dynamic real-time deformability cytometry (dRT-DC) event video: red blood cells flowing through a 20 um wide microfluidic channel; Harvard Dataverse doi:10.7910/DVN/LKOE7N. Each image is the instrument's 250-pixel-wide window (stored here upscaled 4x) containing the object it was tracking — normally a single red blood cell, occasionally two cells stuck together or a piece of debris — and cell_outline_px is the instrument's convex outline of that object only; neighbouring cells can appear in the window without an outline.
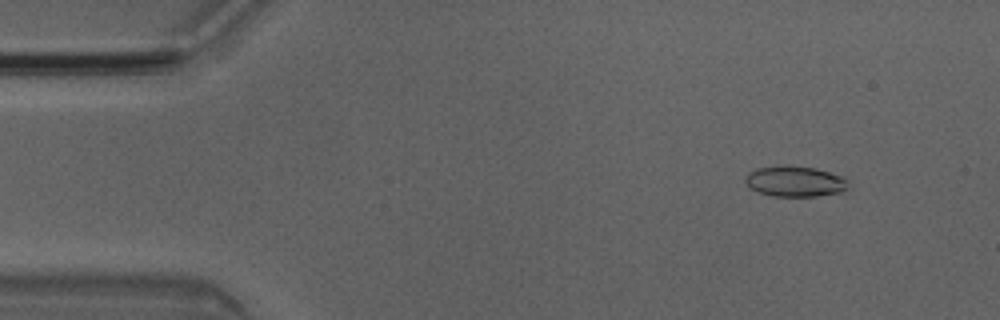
{"species": "Egyptian fruit bat (a non-hibernating species)", "species_latin": "Rousettus aegyptiacus", "temperature_condition": "room temperature", "stored_images_in_passage": 4, "camera_frame_rate_fps": 3000, "um_per_image_px": 0.085, "animal": {"sex": "male"}, "frame": {"image": 1, "passage_image": 2, "time_ms": 0.333, "image_size_px": [1000, 320], "cell_outline_px": [[848, 188], [840, 192], [816, 196], [772, 196], [760, 192], [752, 188], [744, 180], [748, 172], [760, 168], [816, 168], [840, 176], [844, 180]], "centroid_in_image_um": [67.57, 15.46], "position_along_channel_um": 17.4, "area_um2": 17.28}}
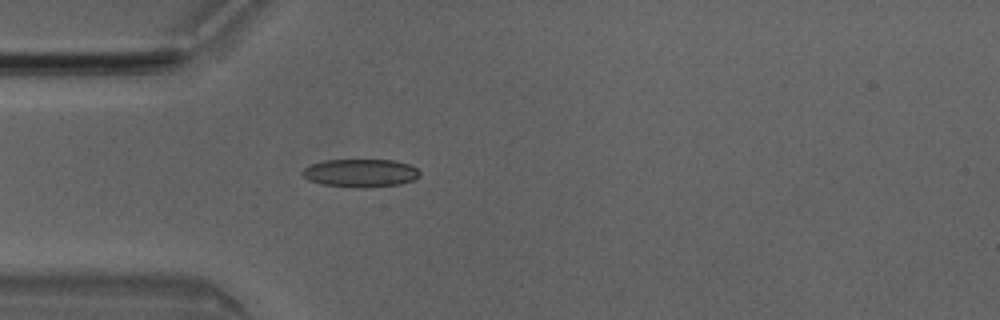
{"frame": {"image": 2, "passage_image": 4, "time_ms": 1.0, "image_size_px": [1000, 320], "cell_outline_px": [[420, 176], [412, 180], [400, 184], [364, 188], [356, 188], [324, 184], [308, 180], [300, 172], [304, 168], [312, 164], [324, 160], [396, 160], [408, 164], [416, 168], [420, 172]], "centroid_in_image_um": [30.65, 14.71], "position_along_channel_um": 54.4, "area_um2": 19.19}}